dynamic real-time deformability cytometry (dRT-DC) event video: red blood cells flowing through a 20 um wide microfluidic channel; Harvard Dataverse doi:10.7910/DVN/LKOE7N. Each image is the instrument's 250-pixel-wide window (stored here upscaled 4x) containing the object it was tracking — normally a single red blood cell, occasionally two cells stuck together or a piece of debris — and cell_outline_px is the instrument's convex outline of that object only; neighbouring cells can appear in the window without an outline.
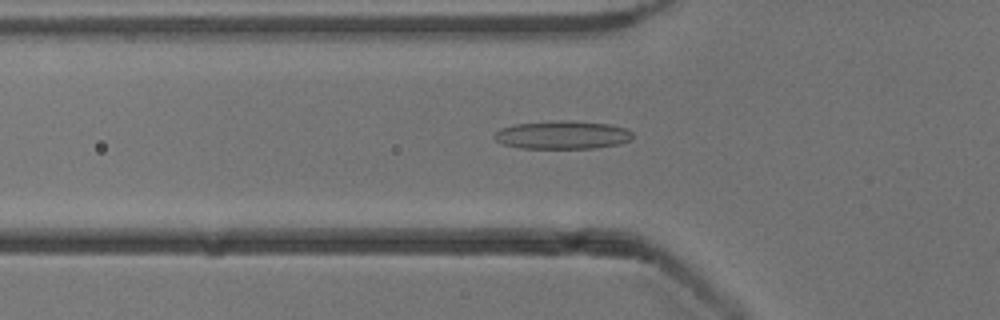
{"species": "common noctule bat (a hibernating species)", "species_latin": "Nyctalus noctula", "temperature_condition": "cold", "stored_images_in_passage": 37, "camera_frame_rate_fps": 3000, "um_per_image_px": 0.085, "animal": {"sex": "male", "body_mass_g": 13.3}, "frame": {"image": 1, "passage_image": 2, "time_ms": 0.333, "image_size_px": [1000, 320], "cell_outline_px": [[632, 136], [628, 140], [620, 144], [596, 148], [520, 148], [504, 144], [496, 140], [492, 136], [500, 128], [516, 124], [556, 120], [568, 120], [608, 124], [628, 128], [632, 132]], "centroid_in_image_um": [47.81, 11.46], "position_along_channel_um": 78.0, "area_um2": 22.77}}
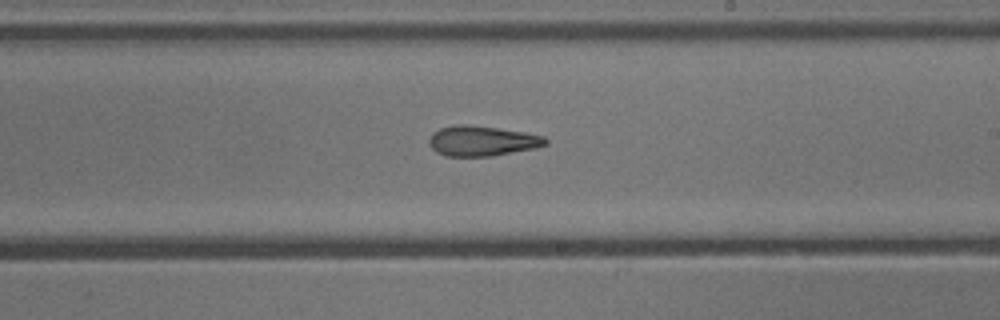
{"frame": {"image": 2, "passage_image": 15, "time_ms": 4.667, "image_size_px": [1000, 320], "cell_outline_px": [[548, 144], [536, 148], [492, 156], [444, 156], [436, 152], [428, 144], [428, 140], [432, 132], [440, 128], [456, 124], [468, 124], [524, 132], [544, 136], [548, 140]], "centroid_in_image_um": [40.95, 11.98], "position_along_channel_um": 248.0, "area_um2": 20.63}}
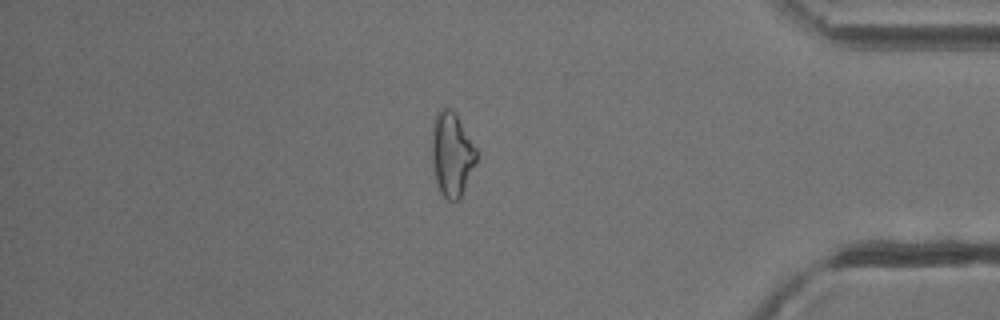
{"frame": {"image": 3, "passage_image": 29, "time_ms": 9.333, "image_size_px": [1000, 320], "cell_outline_px": [[476, 164], [460, 200], [448, 200], [440, 192], [436, 180], [432, 160], [432, 120], [440, 108], [452, 108], [456, 112], [476, 148]], "centroid_in_image_um": [38.4, 13.08], "position_along_channel_um": 396.8, "area_um2": 22.08}, "authors_computed_cell_mechanics": {"area_um2": 20.808, "velocity_mm_per_s": 3.8892, "shape_relaxation_time_tau1_ms": 8.9233, "shape_relaxation_time_tau2_ms": 2.8002, "deformation_change_tau1": 0.2259, "deformation_change_tau2": 0.1347}}